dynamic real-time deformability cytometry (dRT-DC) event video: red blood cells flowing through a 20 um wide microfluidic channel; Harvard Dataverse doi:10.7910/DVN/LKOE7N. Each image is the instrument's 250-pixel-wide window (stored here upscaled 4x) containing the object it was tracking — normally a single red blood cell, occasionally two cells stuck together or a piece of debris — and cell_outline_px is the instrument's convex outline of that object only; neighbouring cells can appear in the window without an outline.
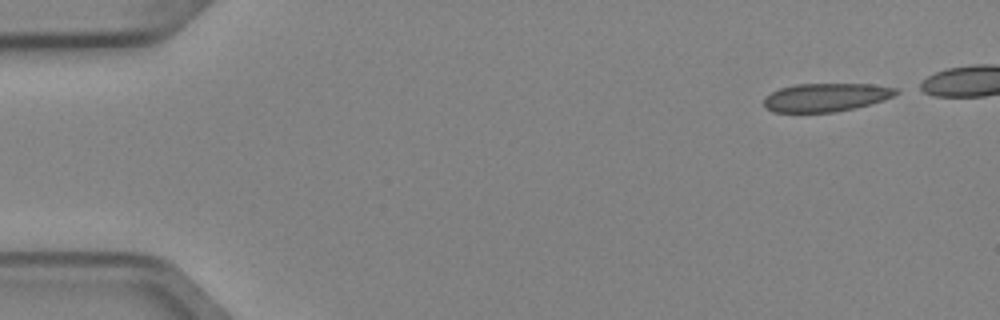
{"species": "Egyptian fruit bat (a non-hibernating species)", "species_latin": "Rousettus aegyptiacus", "temperature_condition": "cold", "stored_images_in_passage": 3, "camera_frame_rate_fps": 3000, "um_per_image_px": 0.085, "animal": {"sex": "female"}, "frame": {"image": 1, "passage_image": 1, "time_ms": 0.0, "image_size_px": [1000, 320], "cell_outline_px": [[900, 92], [884, 100], [836, 112], [772, 112], [764, 108], [764, 96], [780, 88], [796, 84], [872, 84], [900, 88]], "centroid_in_image_um": [70.19, 8.27], "position_along_channel_um": 14.8, "area_um2": 21.91}}